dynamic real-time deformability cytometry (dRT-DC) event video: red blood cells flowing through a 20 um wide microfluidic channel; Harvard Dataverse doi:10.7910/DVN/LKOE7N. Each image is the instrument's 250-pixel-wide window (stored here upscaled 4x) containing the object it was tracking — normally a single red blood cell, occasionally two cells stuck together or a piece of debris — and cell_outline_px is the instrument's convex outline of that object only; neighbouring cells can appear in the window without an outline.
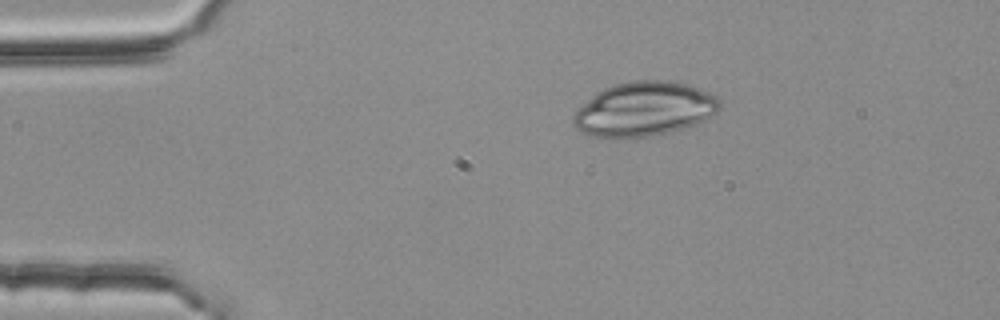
{"species": "common noctule bat (a hibernating species)", "species_latin": "Nyctalus noctula", "temperature_condition": "room temperature", "stored_images_in_passage": 2, "camera_frame_rate_fps": 3000, "um_per_image_px": 0.085, "animal": {"sex": "female", "body_mass_g": 25.1}, "frame": {"image": 1, "passage_image": 1, "time_ms": 0.0, "image_size_px": [1000, 320], "cell_outline_px": [[720, 108], [716, 112], [684, 128], [652, 136], [588, 136], [580, 132], [572, 124], [572, 116], [596, 92], [604, 88], [616, 84], [632, 80], [668, 80], [700, 88], [716, 96], [720, 100]], "centroid_in_image_um": [54.73, 9.25], "position_along_channel_um": 30.3, "area_um2": 45.6}}